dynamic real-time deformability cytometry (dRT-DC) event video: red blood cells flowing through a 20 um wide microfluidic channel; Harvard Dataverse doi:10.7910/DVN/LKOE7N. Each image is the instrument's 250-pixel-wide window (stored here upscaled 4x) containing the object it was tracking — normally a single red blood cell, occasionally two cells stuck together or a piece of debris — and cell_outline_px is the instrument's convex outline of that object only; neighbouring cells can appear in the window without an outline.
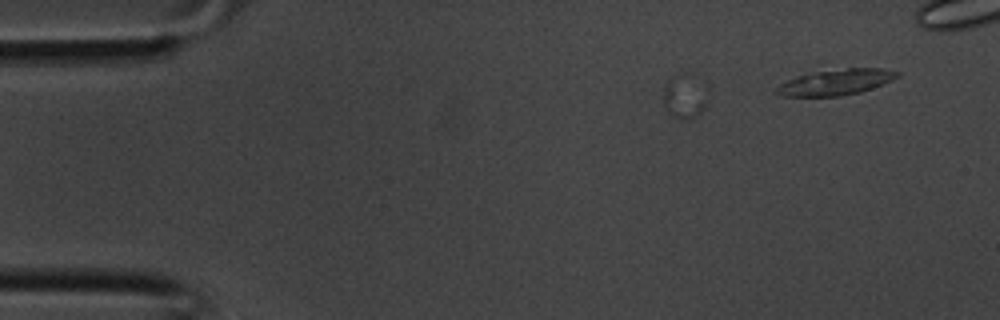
{"species": "common noctule bat (a hibernating species)", "species_latin": "Nyctalus noctula", "temperature_condition": "room temperature", "stored_images_in_passage": 6, "camera_frame_rate_fps": 3000, "um_per_image_px": 0.085, "animal": {"sex": "male", "body_mass_g": 20.1, "forearm_length_mm": 53.5}, "frame": {"image": 1, "passage_image": 1, "time_ms": 0.0, "image_size_px": [1000, 320], "cell_outline_px": [[704, 108], [700, 112], [688, 120], [684, 120], [672, 116], [668, 112], [664, 100], [664, 84], [672, 76], [684, 72], [688, 72], [704, 100]], "centroid_in_image_um": [58.03, 8.24], "position_along_channel_um": 27.0, "area_um2": 10.23}}